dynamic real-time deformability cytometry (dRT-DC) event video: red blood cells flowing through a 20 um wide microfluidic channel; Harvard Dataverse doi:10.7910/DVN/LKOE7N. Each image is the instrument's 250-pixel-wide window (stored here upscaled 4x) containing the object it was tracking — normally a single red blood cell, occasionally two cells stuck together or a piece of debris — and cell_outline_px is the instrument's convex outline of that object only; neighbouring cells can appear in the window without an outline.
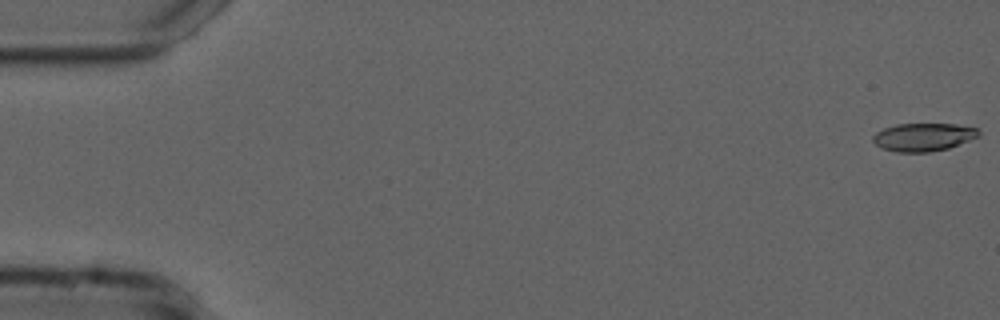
{"species": "common noctule bat (a hibernating species)", "species_latin": "Nyctalus noctula", "temperature_condition": "cold", "stored_images_in_passage": 55, "camera_frame_rate_fps": 3000, "um_per_image_px": 0.085, "animal": {"sex": "male", "forearm_length_mm": 52.5}, "frame": {"image": 1, "passage_image": 1, "time_ms": 0.0, "image_size_px": [1000, 320], "cell_outline_px": [[980, 136], [948, 148], [928, 152], [896, 152], [880, 148], [872, 140], [872, 136], [876, 132], [884, 128], [896, 124], [956, 124], [976, 128], [980, 132]], "centroid_in_image_um": [78.46, 11.65], "position_along_channel_um": 6.5, "area_um2": 17.28}}
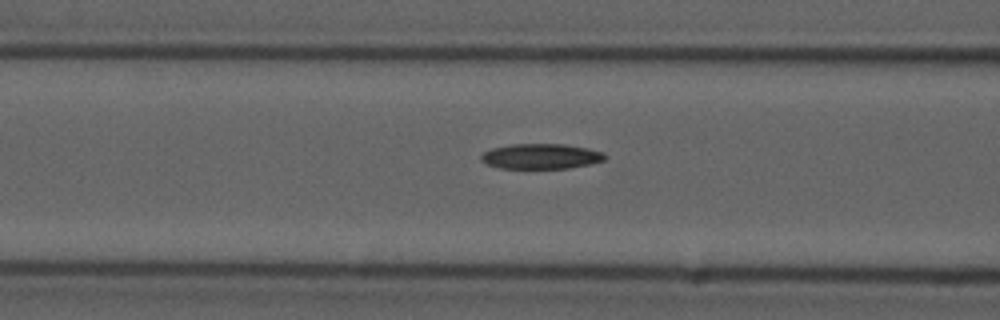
{"frame": {"image": 2, "passage_image": 22, "time_ms": 7.0, "image_size_px": [1000, 320], "cell_outline_px": [[608, 156], [604, 160], [592, 164], [568, 168], [500, 168], [488, 164], [480, 160], [480, 156], [484, 152], [492, 148], [512, 144], [564, 144], [588, 148], [604, 152]], "centroid_in_image_um": [46.02, 13.28], "position_along_channel_um": 120.6, "area_um2": 18.26}}
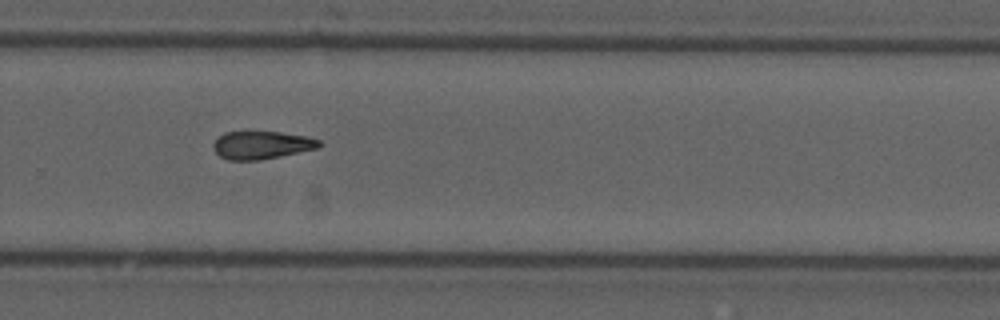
{"frame": {"image": 3, "passage_image": 37, "time_ms": 12.0, "image_size_px": [1000, 320], "cell_outline_px": [[324, 144], [320, 148], [260, 160], [228, 160], [220, 156], [212, 148], [212, 144], [224, 132], [280, 132], [308, 136], [320, 140]], "centroid_in_image_um": [22.29, 12.33], "position_along_channel_um": 307.5, "area_um2": 17.34}, "authors_computed_cell_mechanics": {"area_um2": 17.918, "velocity_mm_per_s": 3.7521, "shape_relaxation_time_tau1_ms": null, "shape_relaxation_time_tau2_ms": 9.61, "deformation_change_tau1": null, "deformation_change_tau2": 0.2119}}